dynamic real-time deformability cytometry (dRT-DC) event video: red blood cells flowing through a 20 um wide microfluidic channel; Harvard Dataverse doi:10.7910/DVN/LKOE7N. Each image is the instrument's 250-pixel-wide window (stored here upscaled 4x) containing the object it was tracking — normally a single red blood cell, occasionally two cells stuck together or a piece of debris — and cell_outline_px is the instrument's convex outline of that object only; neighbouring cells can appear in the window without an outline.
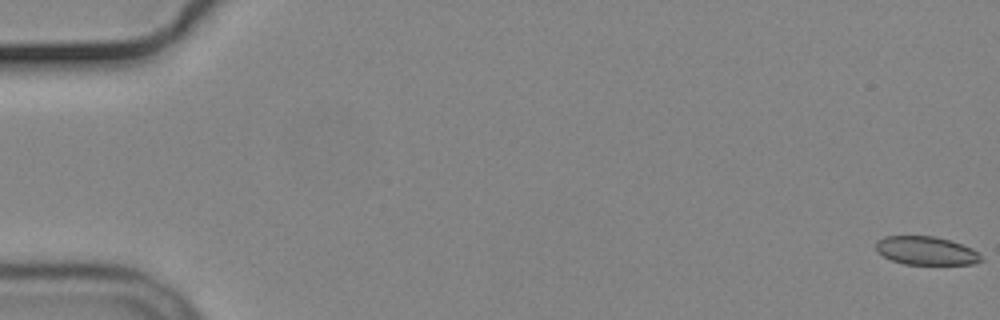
{"species": "common noctule bat (a hibernating species)", "species_latin": "Nyctalus noctula", "temperature_condition": "cold", "stored_images_in_passage": 57, "camera_frame_rate_fps": 3000, "um_per_image_px": 0.085, "animal": {"sex": "male", "body_mass_g": 19.2, "forearm_length_mm": 51.8}, "frame": {"image": 1, "passage_image": 1, "time_ms": 0.0, "image_size_px": [1000, 320], "cell_outline_px": [[984, 260], [972, 264], [904, 264], [892, 260], [876, 252], [876, 240], [884, 236], [932, 236], [948, 240], [972, 248]], "centroid_in_image_um": [78.67, 21.31], "position_along_channel_um": 6.3, "area_um2": 17.28}}
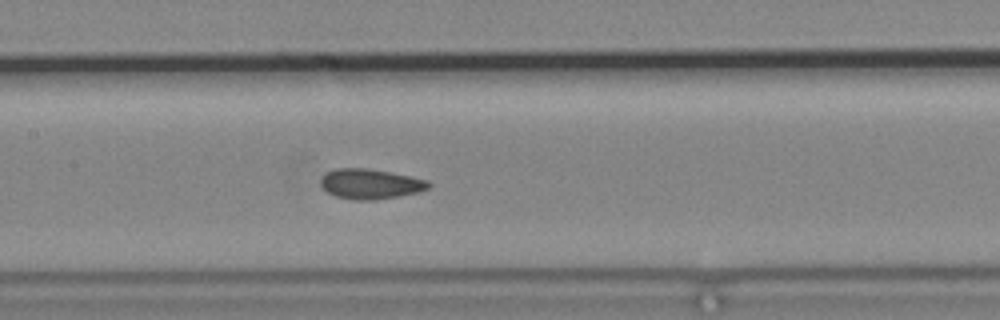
{"frame": {"image": 2, "passage_image": 28, "time_ms": 9.0, "image_size_px": [1000, 320], "cell_outline_px": [[432, 184], [428, 188], [420, 192], [400, 196], [372, 200], [352, 200], [336, 196], [328, 192], [320, 184], [320, 180], [324, 172], [336, 168], [364, 168], [388, 172], [428, 180]], "centroid_in_image_um": [31.46, 15.64], "position_along_channel_um": 175.9, "area_um2": 18.9}}
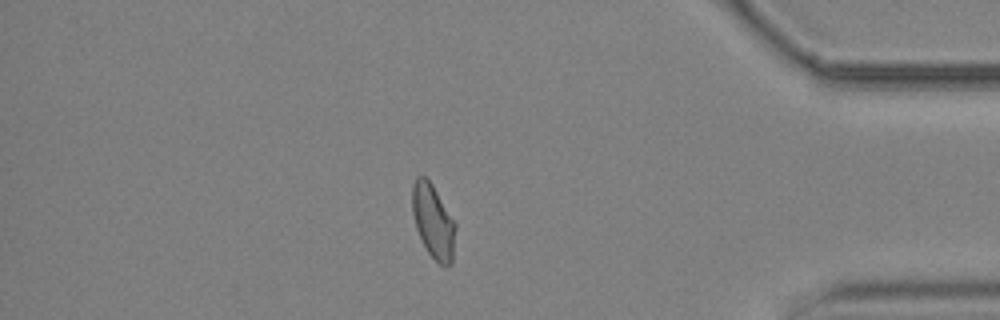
{"frame": {"image": 3, "passage_image": 49, "time_ms": 16.0, "image_size_px": [1000, 320], "cell_outline_px": [[456, 228], [452, 264], [448, 268], [440, 264], [428, 252], [416, 228], [412, 212], [412, 184], [416, 176], [424, 176], [432, 184], [456, 224]], "centroid_in_image_um": [36.83, 18.82], "position_along_channel_um": 398.4, "area_um2": 18.55}, "authors_computed_cell_mechanics": {"area_um2": 18.785, "velocity_mm_per_s": 3.6782, "shape_relaxation_time_tau1_ms": null, "shape_relaxation_time_tau2_ms": 1.8386, "deformation_change_tau1": null, "deformation_change_tau2": 0.0684}}